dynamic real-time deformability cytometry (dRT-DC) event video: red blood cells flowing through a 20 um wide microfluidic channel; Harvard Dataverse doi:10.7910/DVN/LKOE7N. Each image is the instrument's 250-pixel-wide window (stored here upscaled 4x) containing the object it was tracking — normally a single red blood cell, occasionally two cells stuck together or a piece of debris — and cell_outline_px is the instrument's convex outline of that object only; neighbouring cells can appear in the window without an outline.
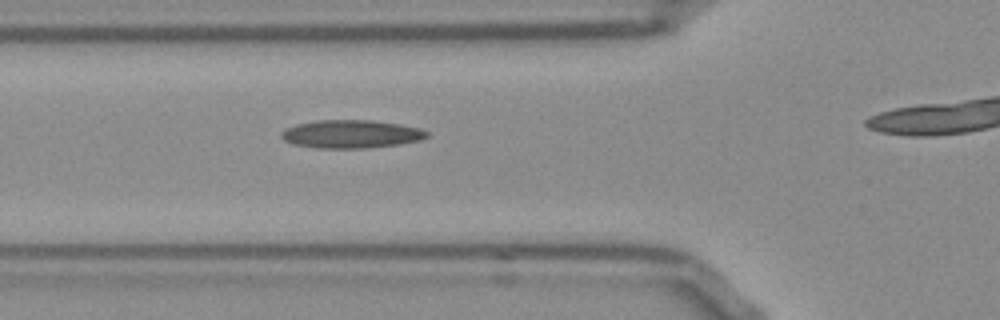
{"species": "Egyptian fruit bat (a non-hibernating species)", "species_latin": "Rousettus aegyptiacus", "temperature_condition": "room temperature", "stored_images_in_passage": 26, "camera_frame_rate_fps": 3000, "um_per_image_px": 0.085, "frame": {"image": 1, "passage_image": 12, "time_ms": 3.667, "image_size_px": [1000, 320], "cell_outline_px": [[428, 136], [420, 140], [400, 144], [364, 148], [320, 148], [292, 144], [284, 140], [280, 136], [280, 132], [284, 128], [296, 124], [316, 120], [372, 120], [400, 124], [420, 128], [428, 132]], "centroid_in_image_um": [29.81, 11.39], "position_along_channel_um": 96.0, "area_um2": 23.99}}
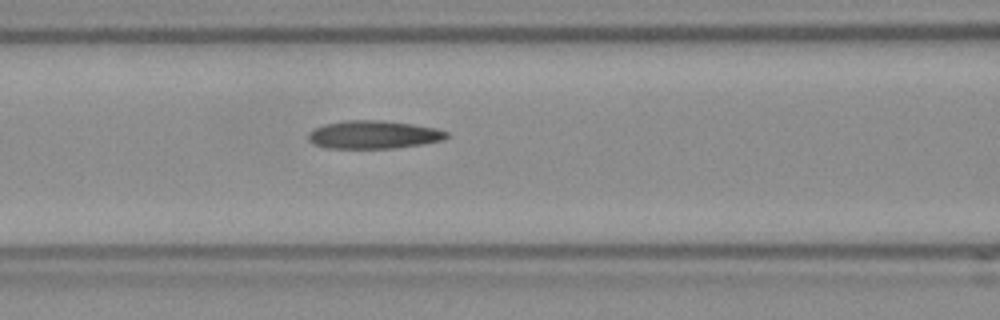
{"frame": {"image": 2, "passage_image": 15, "time_ms": 4.667, "image_size_px": [1000, 320], "cell_outline_px": [[448, 136], [444, 140], [424, 144], [396, 148], [328, 148], [312, 144], [308, 140], [308, 132], [324, 124], [344, 120], [384, 120], [412, 124], [436, 128], [448, 132]], "centroid_in_image_um": [31.75, 11.45], "position_along_channel_um": 134.8, "area_um2": 22.83}}